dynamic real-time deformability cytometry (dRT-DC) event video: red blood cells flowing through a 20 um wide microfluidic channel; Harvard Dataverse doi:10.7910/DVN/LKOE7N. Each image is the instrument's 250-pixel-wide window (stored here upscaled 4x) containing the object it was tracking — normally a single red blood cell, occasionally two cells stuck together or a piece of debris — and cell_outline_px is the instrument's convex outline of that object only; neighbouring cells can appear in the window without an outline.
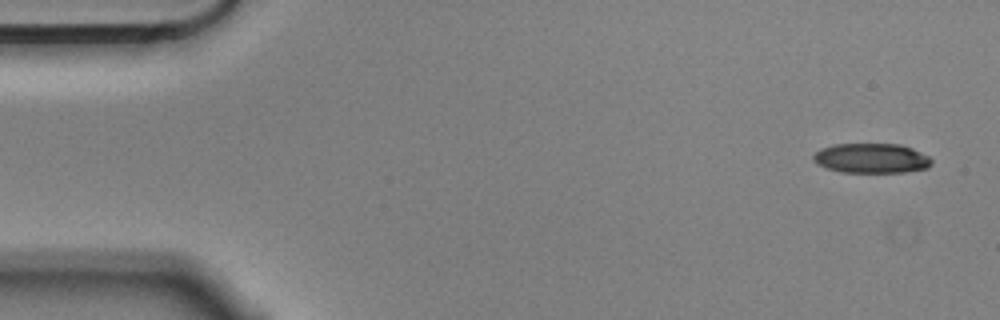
{"species": "Egyptian fruit bat (a non-hibernating species)", "species_latin": "Rousettus aegyptiacus", "temperature_condition": "cold", "stored_images_in_passage": 4, "camera_frame_rate_fps": 3000, "um_per_image_px": 0.085, "animal": {"sex": "male"}, "frame": {"image": 1, "passage_image": 1, "time_ms": 0.0, "image_size_px": [1000, 320], "cell_outline_px": [[932, 164], [928, 168], [904, 172], [840, 172], [816, 164], [812, 160], [812, 156], [820, 148], [832, 144], [900, 144], [912, 148], [928, 156], [932, 160]], "centroid_in_image_um": [74.05, 13.45], "position_along_channel_um": 11.0, "area_um2": 20.63}}